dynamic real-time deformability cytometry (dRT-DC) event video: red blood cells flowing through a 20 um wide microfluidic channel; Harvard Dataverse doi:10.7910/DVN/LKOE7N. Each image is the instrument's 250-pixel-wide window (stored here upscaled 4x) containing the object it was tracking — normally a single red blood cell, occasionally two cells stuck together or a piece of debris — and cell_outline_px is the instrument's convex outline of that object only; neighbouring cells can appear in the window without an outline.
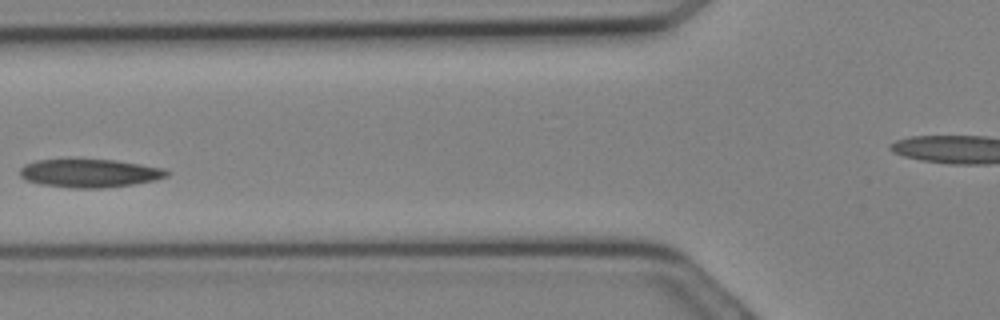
{"species": "Egyptian fruit bat (a non-hibernating species)", "species_latin": "Rousettus aegyptiacus", "temperature_condition": "cold", "stored_images_in_passage": 10, "camera_frame_rate_fps": 3000, "um_per_image_px": 0.085, "animal": {"sex": "female"}, "frame": {"image": 1, "passage_image": 9, "time_ms": 2.667, "image_size_px": [1000, 320], "cell_outline_px": [[172, 172], [168, 176], [156, 180], [132, 184], [100, 188], [72, 188], [40, 184], [24, 180], [20, 176], [20, 168], [24, 164], [36, 160], [112, 160], [140, 164], [164, 168]], "centroid_in_image_um": [7.62, 14.73], "position_along_channel_um": 118.2, "area_um2": 24.16}}